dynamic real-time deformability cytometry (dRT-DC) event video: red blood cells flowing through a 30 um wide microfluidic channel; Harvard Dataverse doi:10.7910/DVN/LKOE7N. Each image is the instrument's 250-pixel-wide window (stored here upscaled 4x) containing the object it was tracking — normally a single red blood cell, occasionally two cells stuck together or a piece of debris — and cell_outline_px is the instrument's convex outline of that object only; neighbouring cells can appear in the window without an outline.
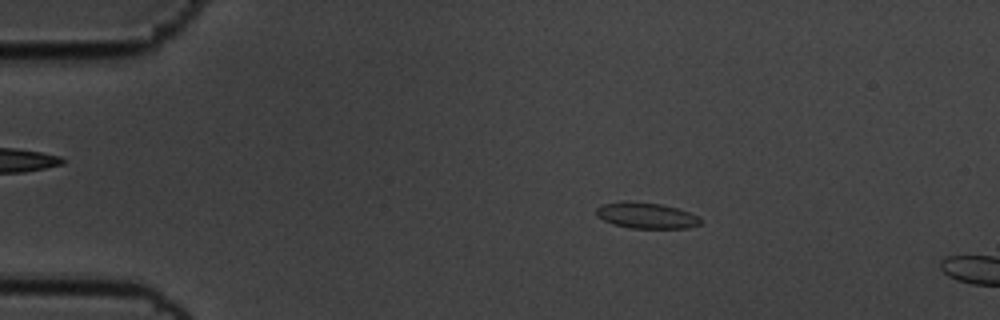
{"species": "common noctule bat (a hibernating species)", "species_latin": "Nyctalus noctula", "temperature_condition": "cold", "stored_images_in_passage": 6, "camera_frame_rate_fps": 3000, "um_per_image_px": 0.085, "animal": {"sex": "male", "body_mass_g": 19.5, "forearm_length_mm": 54.6}, "frame": {"image": 1, "passage_image": 3, "time_ms": 0.667, "image_size_px": [1000, 320], "cell_outline_px": [[700, 224], [688, 228], [632, 228], [612, 224], [596, 216], [596, 208], [604, 204], [624, 200], [628, 200], [660, 204], [676, 208], [700, 216]], "centroid_in_image_um": [54.91, 18.31], "position_along_channel_um": 30.1, "area_um2": 15.78}}